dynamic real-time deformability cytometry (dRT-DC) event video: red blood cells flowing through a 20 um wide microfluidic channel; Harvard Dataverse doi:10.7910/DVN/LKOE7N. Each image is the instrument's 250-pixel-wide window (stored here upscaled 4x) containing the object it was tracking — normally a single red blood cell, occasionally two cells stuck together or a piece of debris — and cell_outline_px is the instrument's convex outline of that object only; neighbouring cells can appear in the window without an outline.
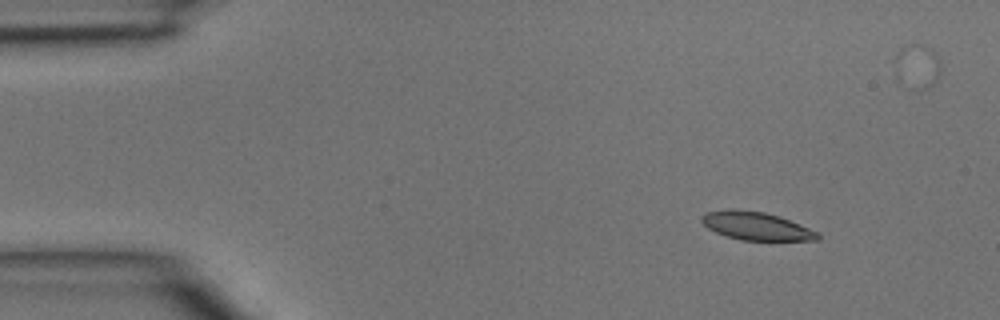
{"species": "common noctule bat (a hibernating species)", "species_latin": "Nyctalus noctula", "temperature_condition": "room temperature", "stored_images_in_passage": 3, "camera_frame_rate_fps": 3000, "um_per_image_px": 0.085, "animal": {"sex": "male", "body_mass_g": 15.6}, "frame": {"image": 1, "passage_image": 1, "time_ms": 0.0, "image_size_px": [1000, 320], "cell_outline_px": [[820, 240], [740, 240], [716, 232], [708, 228], [700, 220], [700, 216], [708, 212], [764, 212], [800, 224], [820, 232]], "centroid_in_image_um": [64.37, 19.27], "position_along_channel_um": 20.6, "area_um2": 18.09}}
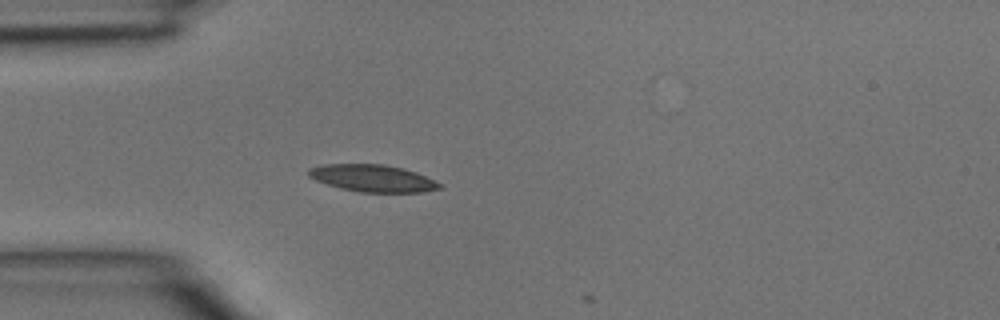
{"frame": {"image": 2, "passage_image": 3, "time_ms": 0.667, "image_size_px": [1000, 320], "cell_outline_px": [[444, 188], [420, 192], [360, 192], [340, 188], [316, 180], [308, 176], [308, 168], [320, 164], [384, 164], [404, 168], [416, 172], [444, 184]], "centroid_in_image_um": [31.7, 15.14], "position_along_channel_um": 53.3, "area_um2": 20.87}}